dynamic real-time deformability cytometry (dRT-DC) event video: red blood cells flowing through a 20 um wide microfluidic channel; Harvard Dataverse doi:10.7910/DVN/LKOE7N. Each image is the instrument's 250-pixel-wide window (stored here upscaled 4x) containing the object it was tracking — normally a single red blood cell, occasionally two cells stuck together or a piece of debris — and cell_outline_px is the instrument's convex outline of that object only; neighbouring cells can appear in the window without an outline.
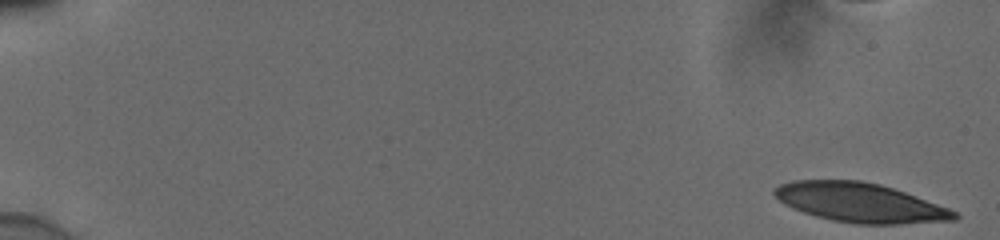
{"species": "human", "species_latin": "Homo sapiens", "temperature_condition": "cold", "stored_images_in_passage": 54, "camera_frame_rate_fps": 3000, "um_per_image_px": 0.085, "donor": {"sex": "male"}, "frame": {"image": 1, "passage_image": 1, "time_ms": 0.0, "image_size_px": [1000, 240], "cell_outline_px": [[960, 216], [956, 220], [896, 224], [856, 224], [832, 220], [816, 216], [804, 212], [784, 204], [772, 192], [772, 188], [780, 184], [792, 180], [860, 180], [880, 184], [904, 192], [948, 208], [956, 212]], "centroid_in_image_um": [73.08, 17.22], "position_along_channel_um": 11.9, "area_um2": 40.98}}
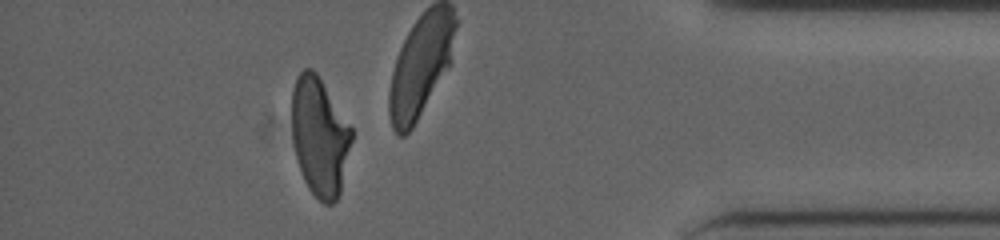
{"frame": {"image": 2, "passage_image": 49, "time_ms": 16.0, "image_size_px": [1000, 240], "cell_outline_px": [[352, 140], [340, 192], [336, 200], [332, 204], [324, 204], [308, 188], [304, 180], [296, 156], [292, 140], [292, 92], [296, 76], [304, 68], [312, 68], [316, 72], [352, 128]], "centroid_in_image_um": [27.16, 11.59], "position_along_channel_um": 408.0, "area_um2": 41.1}, "authors_computed_cell_mechanics": {"area_um2": 42.8587, "velocity_mm_per_s": 3.8688, "shape_relaxation_time_tau1_ms": 7.9317, "shape_relaxation_time_tau2_ms": 5.4797, "deformation_change_tau1": 0.2421, "deformation_change_tau2": 0.1531}}